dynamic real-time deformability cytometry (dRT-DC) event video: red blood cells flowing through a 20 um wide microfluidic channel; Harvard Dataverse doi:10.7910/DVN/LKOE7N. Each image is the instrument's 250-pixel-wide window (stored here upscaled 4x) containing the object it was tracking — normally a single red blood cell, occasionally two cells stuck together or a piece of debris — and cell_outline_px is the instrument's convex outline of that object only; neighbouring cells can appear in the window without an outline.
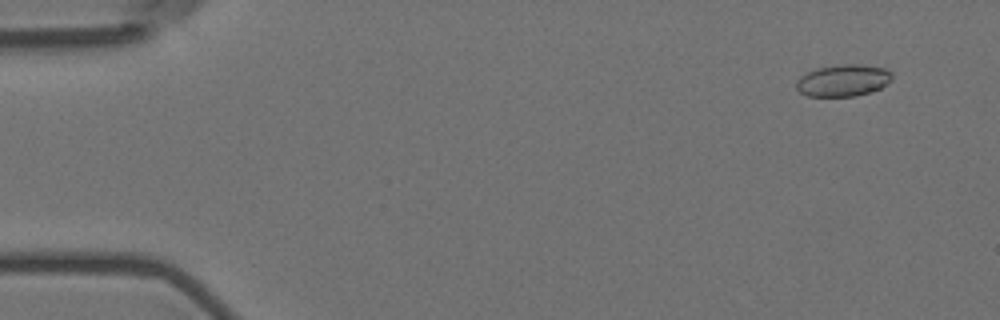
{"species": "Egyptian fruit bat (a non-hibernating species)", "species_latin": "Rousettus aegyptiacus", "temperature_condition": "room temperature", "stored_images_in_passage": 58, "camera_frame_rate_fps": 3000, "um_per_image_px": 0.085, "animal": {"sex": "female"}, "frame": {"image": 1, "passage_image": 5, "time_ms": 1.333, "image_size_px": [1000, 320], "cell_outline_px": [[892, 80], [880, 88], [856, 96], [808, 96], [800, 92], [796, 88], [796, 80], [800, 76], [816, 68], [840, 64], [860, 64], [884, 68], [892, 72]], "centroid_in_image_um": [71.66, 6.83], "position_along_channel_um": 13.3, "area_um2": 17.8}}
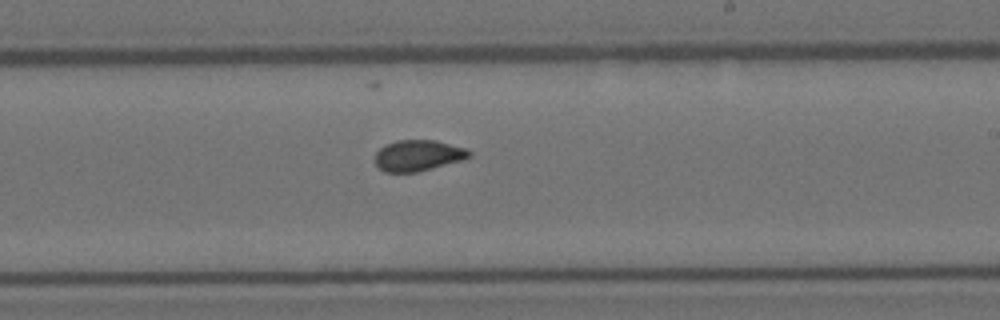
{"frame": {"image": 2, "passage_image": 35, "time_ms": 11.333, "image_size_px": [1000, 320], "cell_outline_px": [[472, 156], [460, 160], [432, 168], [416, 172], [384, 172], [376, 164], [376, 152], [384, 144], [396, 140], [436, 140], [468, 148], [472, 152]], "centroid_in_image_um": [35.55, 13.2], "position_along_channel_um": 253.4, "area_um2": 17.05}}
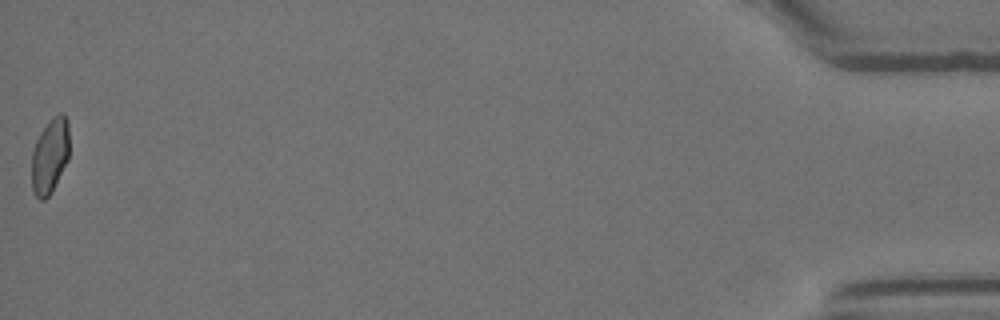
{"frame": {"image": 3, "passage_image": 58, "time_ms": 19.0, "image_size_px": [1000, 320], "cell_outline_px": [[68, 160], [52, 192], [44, 200], [40, 200], [36, 196], [32, 188], [32, 152], [36, 140], [40, 132], [48, 120], [52, 116], [60, 112], [64, 112], [68, 120]], "centroid_in_image_um": [4.25, 13.21], "position_along_channel_um": 431.0, "area_um2": 16.7}, "authors_computed_cell_mechanics": {"area_um2": 17.3689, "velocity_mm_per_s": 3.5788, "shape_relaxation_time_tau1_ms": null, "shape_relaxation_time_tau2_ms": 1.1985, "deformation_change_tau1": null, "deformation_change_tau2": 0.06}}